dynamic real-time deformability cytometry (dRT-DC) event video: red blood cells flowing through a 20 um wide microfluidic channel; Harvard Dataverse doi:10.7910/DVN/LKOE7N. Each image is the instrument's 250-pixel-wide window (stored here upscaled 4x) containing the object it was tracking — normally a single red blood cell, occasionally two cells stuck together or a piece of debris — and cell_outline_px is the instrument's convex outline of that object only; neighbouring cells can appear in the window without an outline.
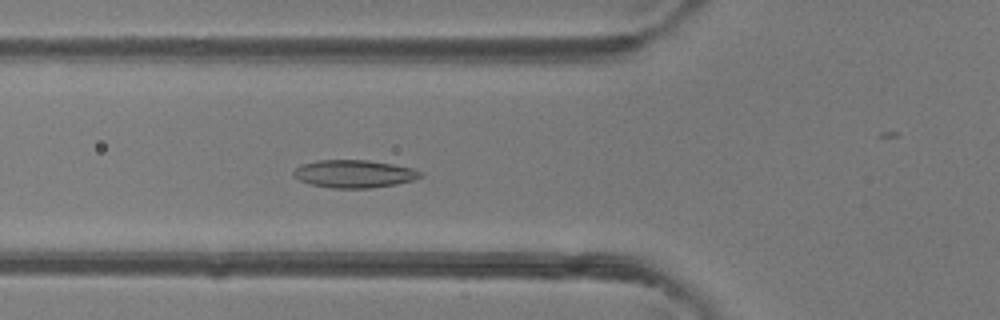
{"species": "common noctule bat (a hibernating species)", "species_latin": "Nyctalus noctula", "temperature_condition": "room temperature", "stored_images_in_passage": 50, "camera_frame_rate_fps": 3000, "um_per_image_px": 0.085, "animal": {"sex": "female"}, "frame": {"image": 1, "passage_image": 18, "time_ms": 5.667, "image_size_px": [1000, 320], "cell_outline_px": [[424, 176], [416, 180], [396, 184], [372, 188], [332, 188], [312, 184], [300, 180], [292, 176], [292, 172], [300, 164], [316, 160], [368, 160], [392, 164], [412, 168], [424, 172]], "centroid_in_image_um": [30.13, 14.77], "position_along_channel_um": 95.7, "area_um2": 20.75}}
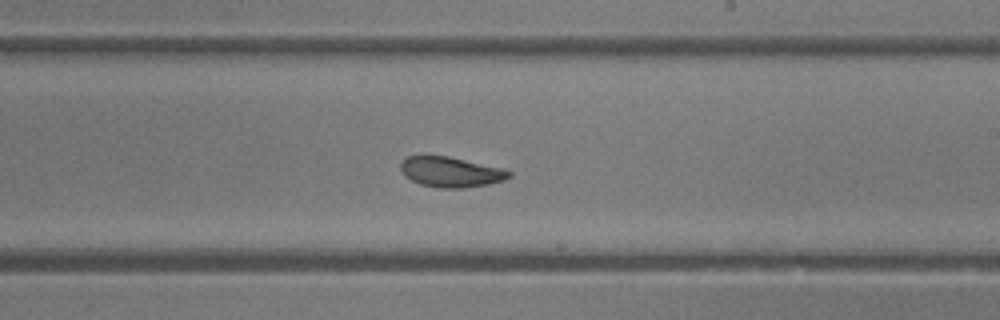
{"frame": {"image": 2, "passage_image": 29, "time_ms": 9.333, "image_size_px": [1000, 320], "cell_outline_px": [[512, 176], [504, 180], [488, 184], [464, 188], [440, 188], [420, 184], [404, 176], [400, 172], [400, 164], [408, 156], [448, 156], [500, 168], [512, 172]], "centroid_in_image_um": [38.3, 14.63], "position_along_channel_um": 250.7, "area_um2": 18.96}}
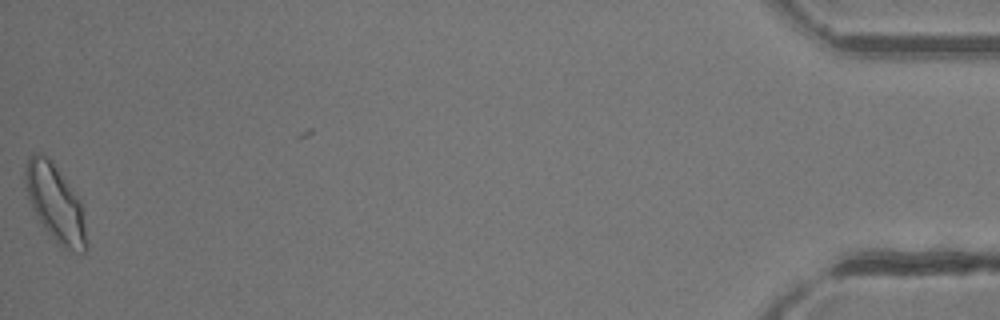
{"frame": {"image": 3, "passage_image": 49, "time_ms": 16.0, "image_size_px": [1000, 320], "cell_outline_px": [[88, 248], [84, 252], [80, 252], [64, 248], [44, 228], [32, 208], [28, 196], [24, 180], [24, 172], [28, 156], [32, 152], [40, 152], [48, 156], [52, 160], [80, 200]], "centroid_in_image_um": [4.67, 17.21], "position_along_channel_um": 430.5, "area_um2": 27.17}, "authors_computed_cell_mechanics": {"area_um2": 20.7213, "velocity_mm_per_s": 4.219, "shape_relaxation_time_tau1_ms": 3.6847, "shape_relaxation_time_tau2_ms": 2.8417, "deformation_change_tau1": 0.1098, "deformation_change_tau2": 0.0798}}